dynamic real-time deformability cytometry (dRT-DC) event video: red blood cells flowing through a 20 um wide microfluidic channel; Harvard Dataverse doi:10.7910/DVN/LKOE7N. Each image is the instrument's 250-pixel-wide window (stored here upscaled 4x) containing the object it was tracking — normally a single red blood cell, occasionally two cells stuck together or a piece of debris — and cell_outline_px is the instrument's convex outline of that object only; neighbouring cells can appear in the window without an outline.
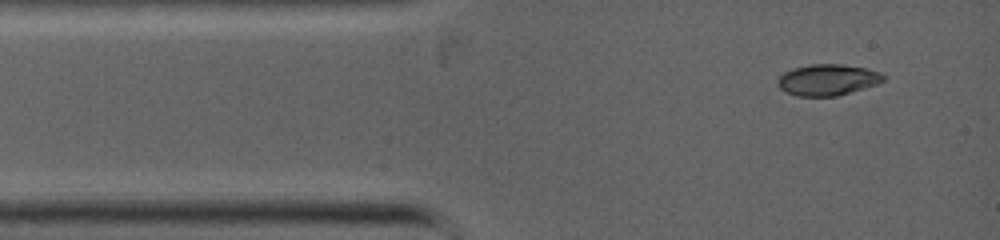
{"species": "common noctule bat (a hibernating species)", "species_latin": "Nyctalus noctula", "temperature_condition": "warm", "stored_images_in_passage": 2, "camera_frame_rate_fps": 5000, "um_per_image_px": 0.085, "animal": {"sex": "female", "body_mass_g": 19.0, "forearm_length_mm": 53.3}, "frame": {"image": 1, "passage_image": 2, "time_ms": 0.6, "image_size_px": [1000, 240], "cell_outline_px": [[888, 76], [884, 80], [876, 84], [864, 88], [836, 96], [796, 96], [780, 88], [776, 84], [776, 80], [784, 72], [792, 68], [812, 64], [844, 64], [864, 68], [880, 72]], "centroid_in_image_um": [70.34, 6.78], "position_along_channel_um": 14.7, "area_um2": 19.25}}